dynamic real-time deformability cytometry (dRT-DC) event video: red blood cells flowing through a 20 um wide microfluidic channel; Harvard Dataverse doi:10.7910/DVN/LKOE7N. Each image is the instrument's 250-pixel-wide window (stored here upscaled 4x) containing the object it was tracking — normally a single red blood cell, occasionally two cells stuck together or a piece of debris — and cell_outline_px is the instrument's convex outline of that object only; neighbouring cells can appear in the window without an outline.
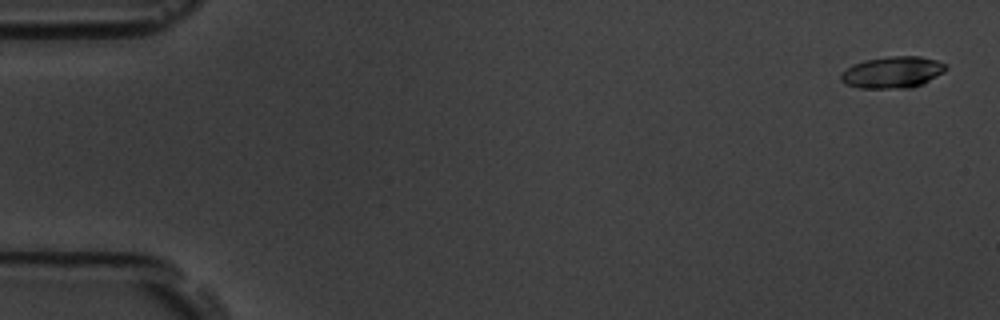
{"species": "common noctule bat (a hibernating species)", "species_latin": "Nyctalus noctula", "temperature_condition": "room temperature", "stored_images_in_passage": 5, "camera_frame_rate_fps": 3000, "um_per_image_px": 0.085, "animal": {"sex": "male", "body_mass_g": 19.5, "forearm_length_mm": 54.6}, "frame": {"image": 1, "passage_image": 1, "time_ms": 0.0, "image_size_px": [1000, 320], "cell_outline_px": [[948, 68], [944, 72], [924, 84], [912, 88], [856, 88], [844, 84], [840, 80], [840, 76], [852, 64], [864, 60], [892, 56], [920, 56], [936, 60], [948, 64]], "centroid_in_image_um": [75.89, 6.15], "position_along_channel_um": 9.1, "area_um2": 19.59}}